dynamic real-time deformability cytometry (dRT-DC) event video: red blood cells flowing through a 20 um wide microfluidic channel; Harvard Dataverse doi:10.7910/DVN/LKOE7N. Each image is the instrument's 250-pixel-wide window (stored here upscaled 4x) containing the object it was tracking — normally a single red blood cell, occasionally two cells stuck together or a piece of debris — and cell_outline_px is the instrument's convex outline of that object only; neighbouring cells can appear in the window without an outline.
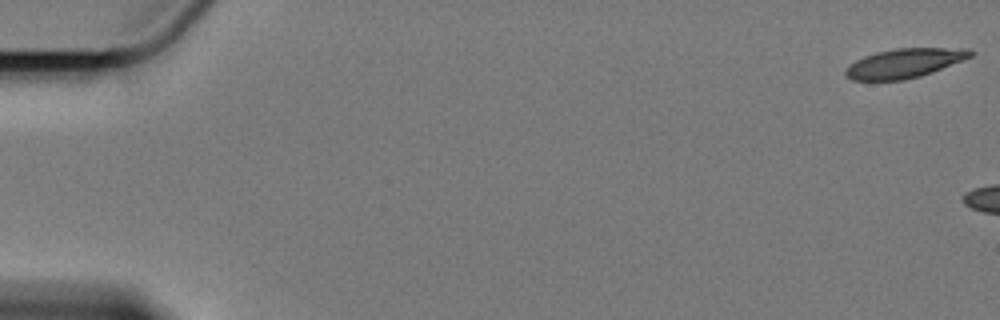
{"species": "Egyptian fruit bat (a non-hibernating species)", "species_latin": "Rousettus aegyptiacus", "temperature_condition": "cold", "stored_images_in_passage": 6, "camera_frame_rate_fps": 3000, "um_per_image_px": 0.085, "animal": {"sex": "female"}, "frame": {"image": 1, "passage_image": 1, "time_ms": 0.0, "image_size_px": [1000, 320], "cell_outline_px": [[976, 52], [972, 56], [932, 72], [920, 76], [904, 80], [852, 80], [844, 72], [844, 68], [856, 60], [864, 56], [876, 52], [896, 48], [968, 48]], "centroid_in_image_um": [76.88, 5.36], "position_along_channel_um": 8.1, "area_um2": 21.27}}